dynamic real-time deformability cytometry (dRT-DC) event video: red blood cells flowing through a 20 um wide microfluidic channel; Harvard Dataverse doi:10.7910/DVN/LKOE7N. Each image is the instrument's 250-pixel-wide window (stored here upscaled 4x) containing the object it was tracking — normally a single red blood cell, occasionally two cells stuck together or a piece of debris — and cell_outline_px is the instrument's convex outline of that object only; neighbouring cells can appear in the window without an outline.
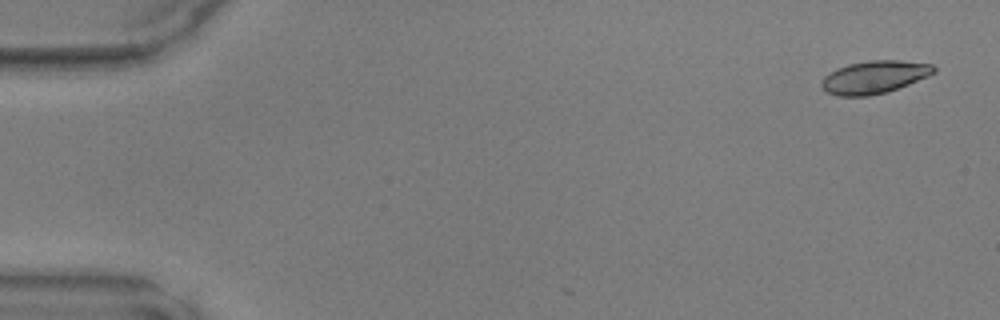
{"species": "common noctule bat (a hibernating species)", "species_latin": "Nyctalus noctula", "temperature_condition": "warm", "stored_images_in_passage": 11, "camera_frame_rate_fps": 3000, "um_per_image_px": 0.085, "animal": {"sex": "male", "body_mass_g": 17.9, "forearm_length_mm": 54.2}, "frame": {"image": 1, "passage_image": 1, "time_ms": 0.0, "image_size_px": [1000, 320], "cell_outline_px": [[936, 72], [928, 76], [888, 92], [868, 96], [836, 96], [828, 92], [820, 84], [820, 80], [824, 76], [848, 64], [868, 60], [900, 60], [932, 64], [936, 68]], "centroid_in_image_um": [74.33, 6.55], "position_along_channel_um": 10.7, "area_um2": 21.39}}